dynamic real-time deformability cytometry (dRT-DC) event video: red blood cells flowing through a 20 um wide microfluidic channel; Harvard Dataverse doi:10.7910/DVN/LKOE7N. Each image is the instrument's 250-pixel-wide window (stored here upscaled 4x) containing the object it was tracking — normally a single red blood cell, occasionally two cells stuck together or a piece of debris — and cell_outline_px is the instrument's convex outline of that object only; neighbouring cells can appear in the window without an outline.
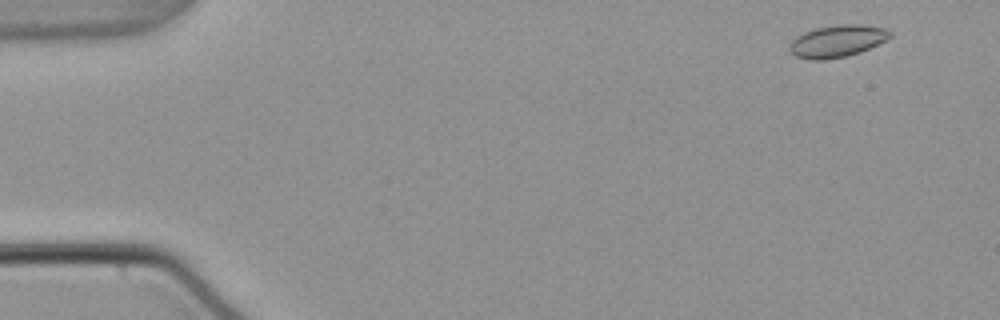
{"species": "common noctule bat (a hibernating species)", "species_latin": "Nyctalus noctula", "temperature_condition": "warm", "stored_images_in_passage": 54, "camera_frame_rate_fps": 3000, "um_per_image_px": 0.085, "animal": {"sex": "male", "body_mass_g": 21.5, "forearm_length_mm": 52.0}, "frame": {"image": 1, "passage_image": 3, "time_ms": 0.667, "image_size_px": [1000, 320], "cell_outline_px": [[892, 36], [860, 52], [844, 56], [824, 60], [812, 60], [796, 56], [788, 48], [792, 40], [796, 36], [804, 32], [816, 28], [840, 24], [860, 24], [884, 28], [892, 32]], "centroid_in_image_um": [71.14, 3.48], "position_along_channel_um": 13.9, "area_um2": 18.55}}
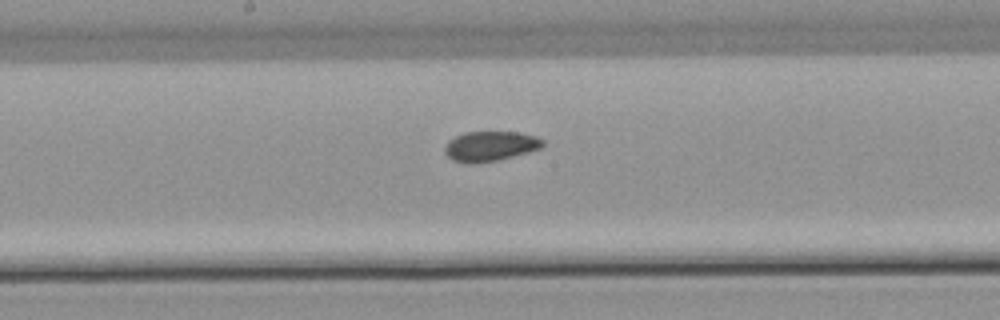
{"frame": {"image": 2, "passage_image": 28, "time_ms": 9.0, "image_size_px": [1000, 320], "cell_outline_px": [[544, 144], [540, 148], [528, 152], [496, 160], [468, 164], [452, 160], [444, 152], [444, 148], [448, 140], [464, 132], [520, 132], [536, 136], [544, 140]], "centroid_in_image_um": [41.65, 12.41], "position_along_channel_um": 206.5, "area_um2": 17.05}}
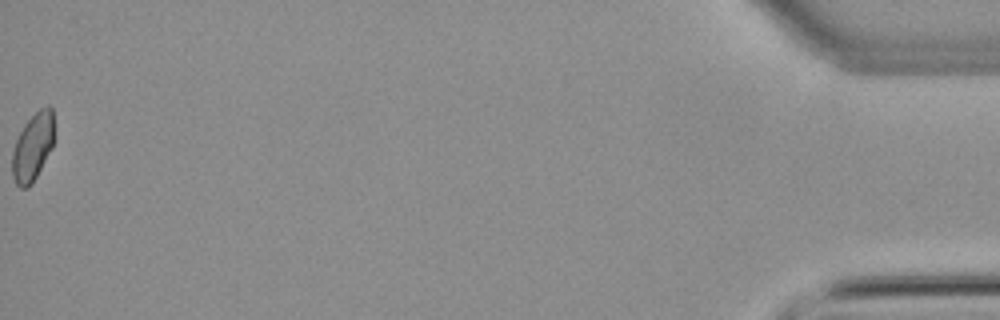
{"frame": {"image": 3, "passage_image": 54, "time_ms": 17.667, "image_size_px": [1000, 320], "cell_outline_px": [[52, 148], [32, 184], [28, 188], [20, 188], [16, 184], [12, 176], [12, 152], [16, 140], [24, 124], [40, 108], [48, 104], [52, 108]], "centroid_in_image_um": [2.76, 12.52], "position_along_channel_um": 432.4, "area_um2": 16.36}, "authors_computed_cell_mechanics": {"area_um2": 17.3111, "velocity_mm_per_s": 3.7798, "shape_relaxation_time_tau1_ms": null, "shape_relaxation_time_tau2_ms": 2.157, "deformation_change_tau1": null, "deformation_change_tau2": 0.048}}